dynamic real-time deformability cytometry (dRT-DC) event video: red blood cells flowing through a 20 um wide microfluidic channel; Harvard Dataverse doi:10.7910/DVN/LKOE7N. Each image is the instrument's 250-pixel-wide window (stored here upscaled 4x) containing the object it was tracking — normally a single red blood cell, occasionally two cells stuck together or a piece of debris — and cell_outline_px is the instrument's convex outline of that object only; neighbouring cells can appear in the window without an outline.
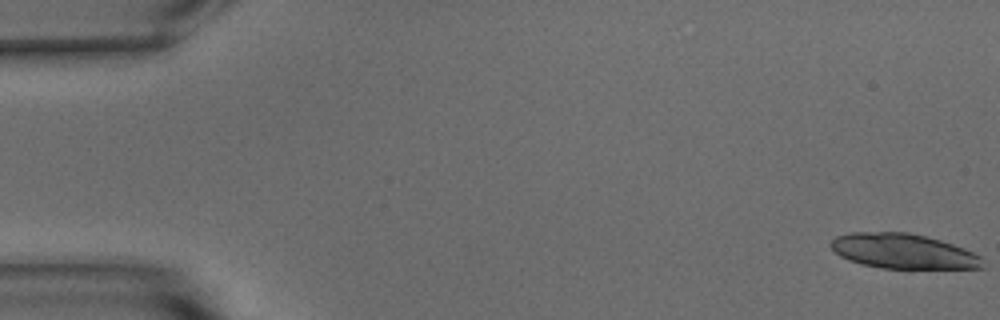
{"species": "common noctule bat (a hibernating species)", "species_latin": "Nyctalus noctula", "temperature_condition": "warm", "stored_images_in_passage": 27, "camera_frame_rate_fps": 3000, "um_per_image_px": 0.085, "animal": {"sex": "male", "body_mass_g": 15.6}, "frame": {"image": 1, "passage_image": 1, "time_ms": 0.0, "image_size_px": [1000, 320], "cell_outline_px": [[984, 268], [880, 268], [860, 264], [848, 260], [840, 256], [832, 248], [832, 240], [836, 236], [852, 232], [908, 232], [940, 240], [964, 248], [980, 256]], "centroid_in_image_um": [76.75, 21.35], "position_along_channel_um": 8.2, "area_um2": 30.63}}
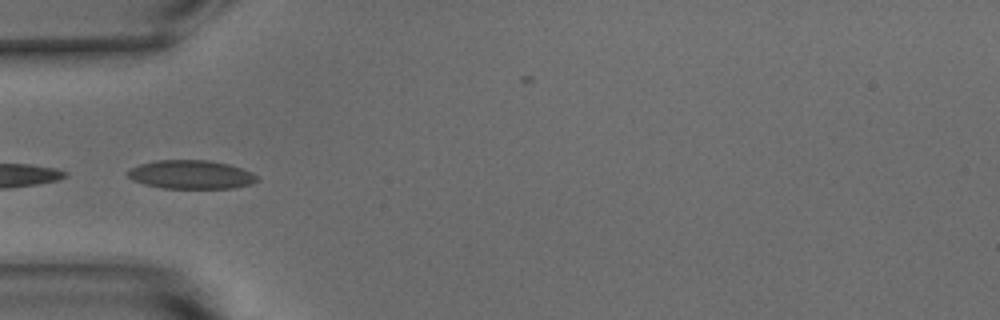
{"frame": {"image": 2, "passage_image": 18, "time_ms": 5.667, "image_size_px": [1000, 320], "cell_outline_px": [[260, 180], [252, 184], [236, 188], [164, 188], [144, 184], [132, 180], [124, 172], [140, 164], [156, 160], [208, 160], [228, 164], [252, 172]], "centroid_in_image_um": [16.24, 14.84], "position_along_channel_um": 68.8, "area_um2": 21.68}}